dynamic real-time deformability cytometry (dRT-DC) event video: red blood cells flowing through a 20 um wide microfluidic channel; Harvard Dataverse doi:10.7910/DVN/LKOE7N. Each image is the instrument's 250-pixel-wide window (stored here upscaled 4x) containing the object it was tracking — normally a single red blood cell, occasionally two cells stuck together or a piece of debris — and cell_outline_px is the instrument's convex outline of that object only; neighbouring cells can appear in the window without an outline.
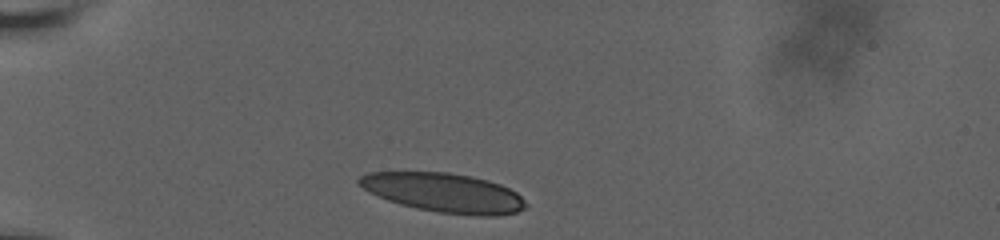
{"species": "human", "species_latin": "Homo sapiens", "temperature_condition": "room temperature", "stored_images_in_passage": 8, "camera_frame_rate_fps": 3000, "um_per_image_px": 0.085, "donor": {"sex": "male"}, "frame": {"image": 1, "passage_image": 1, "time_ms": 0.0, "image_size_px": [1000, 240], "cell_outline_px": [[528, 204], [524, 208], [516, 212], [496, 216], [476, 216], [440, 212], [400, 204], [388, 200], [364, 188], [356, 180], [360, 176], [368, 172], [448, 172], [472, 176], [488, 180], [500, 184], [516, 192]], "centroid_in_image_um": [37.77, 16.37], "position_along_channel_um": 47.2, "area_um2": 37.74}}
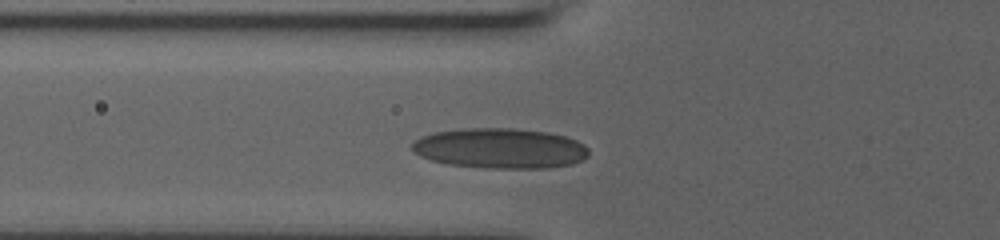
{"frame": {"image": 2, "passage_image": 4, "time_ms": 2.0, "image_size_px": [1000, 240], "cell_outline_px": [[588, 156], [572, 164], [548, 168], [484, 168], [448, 164], [432, 160], [420, 156], [412, 148], [412, 144], [420, 136], [436, 132], [468, 128], [512, 128], [548, 132], [564, 136], [576, 140], [584, 144], [588, 148]], "centroid_in_image_um": [42.53, 12.61], "position_along_channel_um": 83.3, "area_um2": 41.33}}
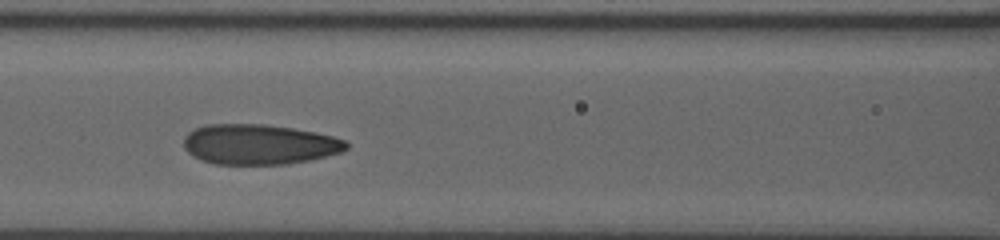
{"frame": {"image": 3, "passage_image": 7, "time_ms": 3.667, "image_size_px": [1000, 240], "cell_outline_px": [[348, 148], [340, 152], [308, 160], [288, 164], [212, 164], [200, 160], [192, 156], [184, 148], [184, 136], [188, 132], [196, 128], [208, 124], [264, 124], [292, 128], [316, 132], [332, 136], [344, 140], [348, 144]], "centroid_in_image_um": [21.98, 12.27], "position_along_channel_um": 144.6, "area_um2": 38.09}}